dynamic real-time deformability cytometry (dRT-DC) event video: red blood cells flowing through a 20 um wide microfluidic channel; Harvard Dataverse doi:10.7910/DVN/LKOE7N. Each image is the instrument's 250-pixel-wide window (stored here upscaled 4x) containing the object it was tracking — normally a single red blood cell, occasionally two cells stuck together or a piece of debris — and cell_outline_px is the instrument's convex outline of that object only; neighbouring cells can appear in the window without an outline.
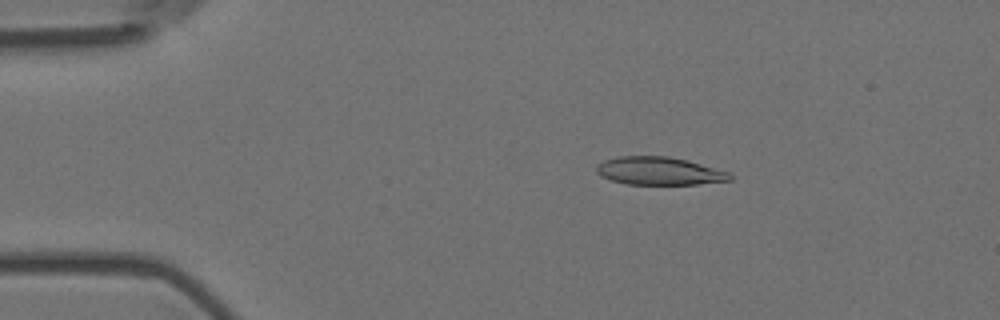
{"species": "Egyptian fruit bat (a non-hibernating species)", "species_latin": "Rousettus aegyptiacus", "temperature_condition": "room temperature", "stored_images_in_passage": 6, "camera_frame_rate_fps": 3000, "um_per_image_px": 0.085, "animal": {"sex": "female"}, "frame": {"image": 1, "passage_image": 3, "time_ms": 0.667, "image_size_px": [1000, 320], "cell_outline_px": [[732, 180], [696, 184], [628, 184], [612, 180], [600, 176], [596, 172], [596, 168], [604, 160], [616, 156], [668, 156], [688, 160], [732, 172]], "centroid_in_image_um": [56.07, 14.52], "position_along_channel_um": 28.9, "area_um2": 21.85}}
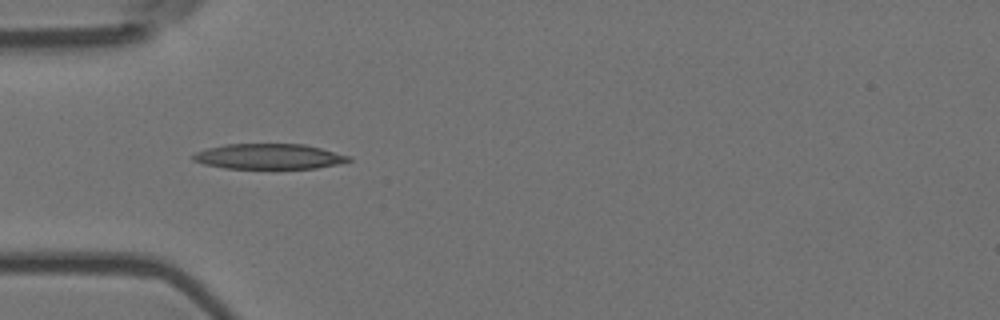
{"frame": {"image": 2, "passage_image": 5, "time_ms": 1.333, "image_size_px": [1000, 320], "cell_outline_px": [[352, 160], [336, 164], [316, 168], [224, 168], [204, 164], [192, 160], [192, 156], [196, 152], [208, 148], [224, 144], [304, 144], [352, 156]], "centroid_in_image_um": [22.86, 13.29], "position_along_channel_um": 62.1, "area_um2": 22.83}}
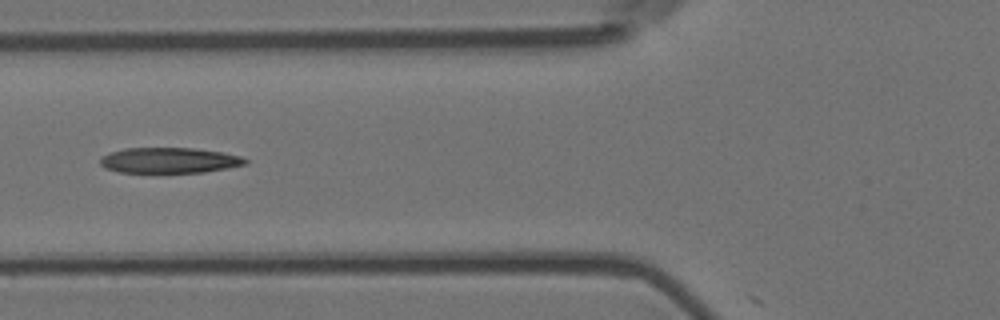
{"frame": {"image": 3, "passage_image": 6, "time_ms": 1.667, "image_size_px": [1000, 320], "cell_outline_px": [[248, 164], [204, 172], [120, 172], [104, 168], [100, 164], [100, 156], [124, 148], [192, 148], [220, 152], [240, 156], [248, 160]], "centroid_in_image_um": [14.37, 13.63], "position_along_channel_um": 111.4, "area_um2": 21.44}}